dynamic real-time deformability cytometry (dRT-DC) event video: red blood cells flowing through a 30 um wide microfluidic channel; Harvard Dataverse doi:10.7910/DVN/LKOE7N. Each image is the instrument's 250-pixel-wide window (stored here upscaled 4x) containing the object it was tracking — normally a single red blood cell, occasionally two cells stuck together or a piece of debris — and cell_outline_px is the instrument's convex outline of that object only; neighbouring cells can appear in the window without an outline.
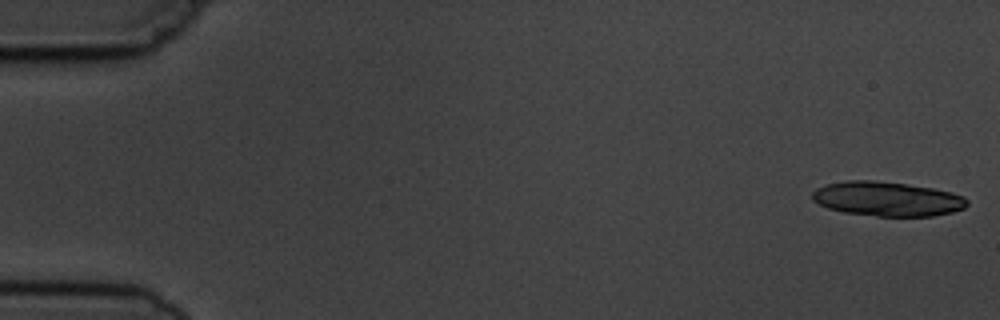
{"species": "common noctule bat (a hibernating species)", "species_latin": "Nyctalus noctula", "temperature_condition": "cold", "stored_images_in_passage": 5, "camera_frame_rate_fps": 3000, "um_per_image_px": 0.085, "animal": {"sex": "male", "body_mass_g": 19.5, "forearm_length_mm": 54.6}, "frame": {"image": 1, "passage_image": 1, "time_ms": 0.0, "image_size_px": [1000, 320], "cell_outline_px": [[968, 204], [964, 208], [952, 212], [932, 216], [876, 216], [844, 212], [828, 208], [812, 200], [812, 192], [816, 188], [828, 184], [844, 180], [872, 180], [904, 184], [932, 188], [952, 192], [964, 196], [968, 200]], "centroid_in_image_um": [75.41, 16.9], "position_along_channel_um": 9.6, "area_um2": 31.04}}